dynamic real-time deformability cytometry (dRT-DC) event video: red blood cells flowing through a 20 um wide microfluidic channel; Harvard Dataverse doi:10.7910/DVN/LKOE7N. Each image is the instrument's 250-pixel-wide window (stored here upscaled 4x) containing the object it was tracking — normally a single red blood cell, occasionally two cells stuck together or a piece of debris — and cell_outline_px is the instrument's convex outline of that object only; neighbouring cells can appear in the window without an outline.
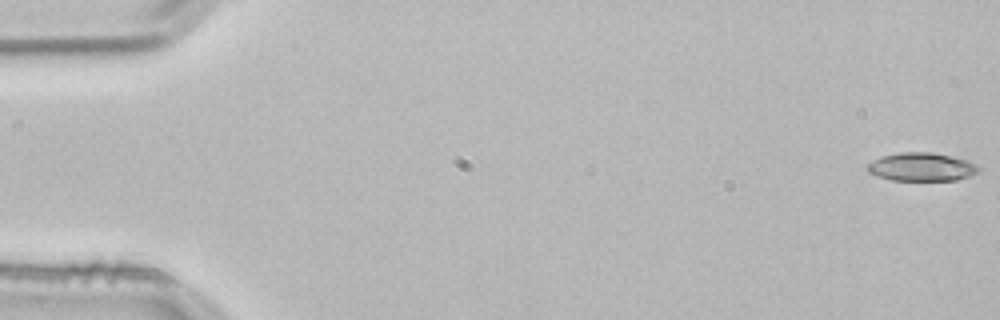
{"species": "common noctule bat (a hibernating species)", "species_latin": "Nyctalus noctula", "temperature_condition": "room temperature", "stored_images_in_passage": 5, "segment_of_instrument_passage": [1, 2], "camera_frame_rate_fps": 3000, "um_per_image_px": 0.085, "animal": {"sex": "male", "body_mass_g": 21.5, "forearm_length_mm": 52.0}, "frame": {"image": 1, "passage_image": 1, "time_ms": 0.0, "image_size_px": [1000, 320], "cell_outline_px": [[980, 172], [972, 176], [956, 180], [892, 180], [876, 176], [868, 172], [868, 164], [872, 160], [880, 156], [900, 152], [932, 152], [952, 156], [968, 160], [976, 164], [980, 168]], "centroid_in_image_um": [78.37, 14.18], "position_along_channel_um": 6.6, "area_um2": 18.61}}